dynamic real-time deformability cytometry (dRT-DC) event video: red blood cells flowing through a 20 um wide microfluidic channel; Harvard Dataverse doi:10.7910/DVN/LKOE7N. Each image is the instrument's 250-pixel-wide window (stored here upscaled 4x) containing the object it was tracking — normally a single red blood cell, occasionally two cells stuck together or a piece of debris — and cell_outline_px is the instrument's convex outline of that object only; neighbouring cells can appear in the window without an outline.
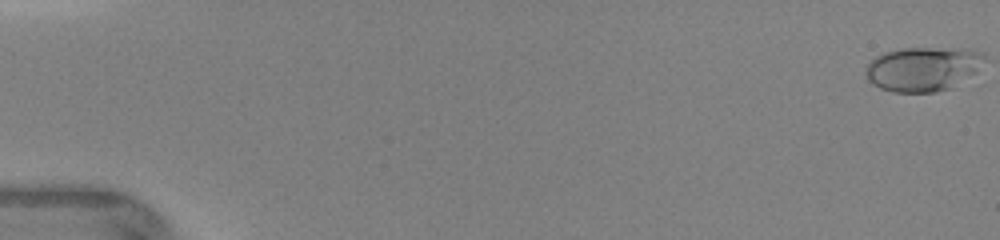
{"species": "human", "species_latin": "Homo sapiens", "temperature_condition": "warm", "stored_images_in_passage": 46, "camera_frame_rate_fps": 3000, "um_per_image_px": 0.085, "donor": {"sex": "female"}, "frame": {"image": 1, "passage_image": 1, "time_ms": 0.0, "image_size_px": [1000, 240], "cell_outline_px": [[984, 60], [976, 76], [952, 88], [936, 92], [892, 92], [880, 88], [872, 84], [868, 80], [864, 72], [868, 64], [876, 56], [884, 52], [900, 48], [928, 48], [984, 52]], "centroid_in_image_um": [78.46, 5.89], "position_along_channel_um": 6.5, "area_um2": 30.87}}
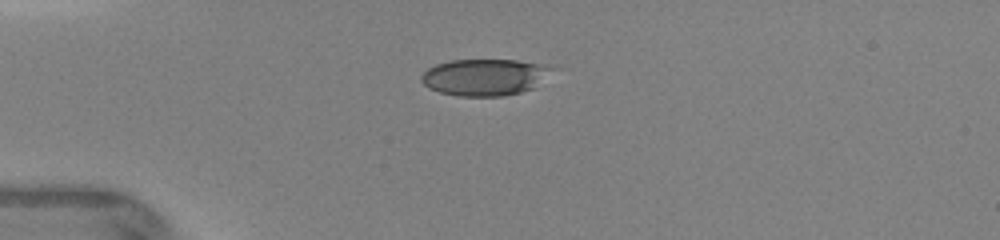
{"frame": {"image": 2, "passage_image": 21, "time_ms": 4.0, "image_size_px": [1000, 240], "cell_outline_px": [[560, 68], [536, 88], [504, 96], [460, 96], [440, 92], [428, 88], [420, 80], [420, 76], [428, 68], [436, 64], [452, 60], [516, 60], [548, 64]], "centroid_in_image_um": [41.32, 6.55], "position_along_channel_um": 43.7, "area_um2": 28.61}}